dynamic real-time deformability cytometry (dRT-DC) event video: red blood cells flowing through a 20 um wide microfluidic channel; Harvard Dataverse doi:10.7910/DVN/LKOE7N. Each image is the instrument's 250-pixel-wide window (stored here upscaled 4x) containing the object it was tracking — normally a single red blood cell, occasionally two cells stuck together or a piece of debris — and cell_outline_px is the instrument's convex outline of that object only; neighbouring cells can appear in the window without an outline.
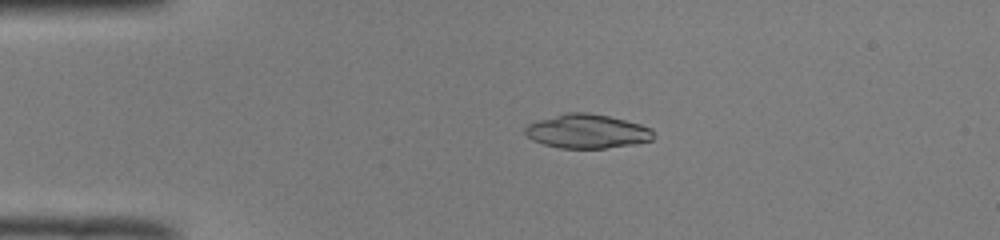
{"species": "common noctule bat (a hibernating species)", "species_latin": "Nyctalus noctula", "temperature_condition": "room temperature", "stored_images_in_passage": 51, "camera_frame_rate_fps": 3000, "um_per_image_px": 0.085, "animal": {"sex": "male", "body_mass_g": 19.0, "forearm_length_mm": 50.8}, "frame": {"image": 1, "passage_image": 12, "time_ms": 3.667, "image_size_px": [1000, 240], "cell_outline_px": [[656, 136], [652, 140], [632, 144], [604, 148], [560, 148], [544, 144], [532, 140], [524, 132], [524, 128], [528, 124], [540, 120], [568, 112], [588, 112], [608, 116], [640, 124], [652, 128]], "centroid_in_image_um": [49.93, 11.16], "position_along_channel_um": 35.1, "area_um2": 25.32}}
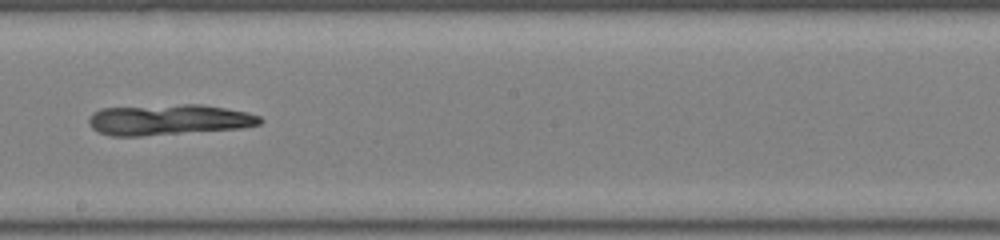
{"frame": {"image": 2, "passage_image": 30, "time_ms": 9.667, "image_size_px": [1000, 240], "cell_outline_px": [[264, 120], [260, 124], [244, 128], [140, 136], [112, 136], [96, 132], [88, 124], [88, 120], [92, 112], [100, 108], [184, 104], [200, 104], [224, 108], [244, 112], [260, 116]], "centroid_in_image_um": [14.3, 10.18], "position_along_channel_um": 233.9, "area_um2": 30.75}}
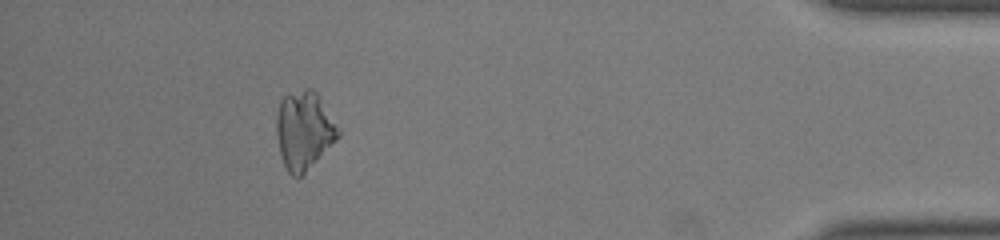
{"frame": {"image": 3, "passage_image": 47, "time_ms": 15.333, "image_size_px": [1000, 240], "cell_outline_px": [[340, 136], [296, 180], [288, 172], [284, 164], [280, 152], [276, 136], [276, 116], [280, 100], [284, 96], [304, 88], [312, 88], [316, 92], [340, 128]], "centroid_in_image_um": [25.83, 11.06], "position_along_channel_um": 409.4, "area_um2": 27.98}}